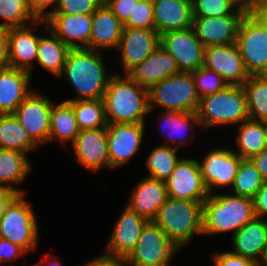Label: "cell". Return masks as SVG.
I'll return each instance as SVG.
<instances>
[{
    "mask_svg": "<svg viewBox=\"0 0 267 266\" xmlns=\"http://www.w3.org/2000/svg\"><path fill=\"white\" fill-rule=\"evenodd\" d=\"M101 51L87 48L70 49L60 77L66 76L77 93L76 100H100L104 98L109 79Z\"/></svg>",
    "mask_w": 267,
    "mask_h": 266,
    "instance_id": "1",
    "label": "cell"
},
{
    "mask_svg": "<svg viewBox=\"0 0 267 266\" xmlns=\"http://www.w3.org/2000/svg\"><path fill=\"white\" fill-rule=\"evenodd\" d=\"M124 75L114 73L105 89L103 101L107 123H145L150 111L148 89Z\"/></svg>",
    "mask_w": 267,
    "mask_h": 266,
    "instance_id": "2",
    "label": "cell"
},
{
    "mask_svg": "<svg viewBox=\"0 0 267 266\" xmlns=\"http://www.w3.org/2000/svg\"><path fill=\"white\" fill-rule=\"evenodd\" d=\"M255 217L253 199L235 194H210L203 202V233L230 232L231 237Z\"/></svg>",
    "mask_w": 267,
    "mask_h": 266,
    "instance_id": "3",
    "label": "cell"
},
{
    "mask_svg": "<svg viewBox=\"0 0 267 266\" xmlns=\"http://www.w3.org/2000/svg\"><path fill=\"white\" fill-rule=\"evenodd\" d=\"M178 250L203 233V202L168 197L152 220Z\"/></svg>",
    "mask_w": 267,
    "mask_h": 266,
    "instance_id": "4",
    "label": "cell"
},
{
    "mask_svg": "<svg viewBox=\"0 0 267 266\" xmlns=\"http://www.w3.org/2000/svg\"><path fill=\"white\" fill-rule=\"evenodd\" d=\"M196 113L204 130L220 125H239L248 119L242 85H228L220 92L200 98Z\"/></svg>",
    "mask_w": 267,
    "mask_h": 266,
    "instance_id": "5",
    "label": "cell"
},
{
    "mask_svg": "<svg viewBox=\"0 0 267 266\" xmlns=\"http://www.w3.org/2000/svg\"><path fill=\"white\" fill-rule=\"evenodd\" d=\"M148 99L149 113L157 107L163 110L196 112L200 101L192 73L185 72L151 86L148 89Z\"/></svg>",
    "mask_w": 267,
    "mask_h": 266,
    "instance_id": "6",
    "label": "cell"
},
{
    "mask_svg": "<svg viewBox=\"0 0 267 266\" xmlns=\"http://www.w3.org/2000/svg\"><path fill=\"white\" fill-rule=\"evenodd\" d=\"M37 217L24 194H18L7 206L0 219V238L19 245L27 253L38 245Z\"/></svg>",
    "mask_w": 267,
    "mask_h": 266,
    "instance_id": "7",
    "label": "cell"
},
{
    "mask_svg": "<svg viewBox=\"0 0 267 266\" xmlns=\"http://www.w3.org/2000/svg\"><path fill=\"white\" fill-rule=\"evenodd\" d=\"M179 252L164 231L149 221L143 228L139 241L126 257L130 263L148 266H171L173 257Z\"/></svg>",
    "mask_w": 267,
    "mask_h": 266,
    "instance_id": "8",
    "label": "cell"
},
{
    "mask_svg": "<svg viewBox=\"0 0 267 266\" xmlns=\"http://www.w3.org/2000/svg\"><path fill=\"white\" fill-rule=\"evenodd\" d=\"M236 44L249 75H267V33L248 13L241 21Z\"/></svg>",
    "mask_w": 267,
    "mask_h": 266,
    "instance_id": "9",
    "label": "cell"
},
{
    "mask_svg": "<svg viewBox=\"0 0 267 266\" xmlns=\"http://www.w3.org/2000/svg\"><path fill=\"white\" fill-rule=\"evenodd\" d=\"M53 102L50 97L33 90L13 113L18 122L40 147L43 144H48Z\"/></svg>",
    "mask_w": 267,
    "mask_h": 266,
    "instance_id": "10",
    "label": "cell"
},
{
    "mask_svg": "<svg viewBox=\"0 0 267 266\" xmlns=\"http://www.w3.org/2000/svg\"><path fill=\"white\" fill-rule=\"evenodd\" d=\"M160 46L175 59L180 72L192 73L203 67L205 46L192 27L161 35Z\"/></svg>",
    "mask_w": 267,
    "mask_h": 266,
    "instance_id": "11",
    "label": "cell"
},
{
    "mask_svg": "<svg viewBox=\"0 0 267 266\" xmlns=\"http://www.w3.org/2000/svg\"><path fill=\"white\" fill-rule=\"evenodd\" d=\"M168 197L204 202L210 195L198 164L193 158H181L165 181Z\"/></svg>",
    "mask_w": 267,
    "mask_h": 266,
    "instance_id": "12",
    "label": "cell"
},
{
    "mask_svg": "<svg viewBox=\"0 0 267 266\" xmlns=\"http://www.w3.org/2000/svg\"><path fill=\"white\" fill-rule=\"evenodd\" d=\"M242 160L235 150L224 147L213 148L205 154L201 163L198 161L209 194H215V188L233 186Z\"/></svg>",
    "mask_w": 267,
    "mask_h": 266,
    "instance_id": "13",
    "label": "cell"
},
{
    "mask_svg": "<svg viewBox=\"0 0 267 266\" xmlns=\"http://www.w3.org/2000/svg\"><path fill=\"white\" fill-rule=\"evenodd\" d=\"M145 123L107 125L110 169L123 166L138 152L144 139Z\"/></svg>",
    "mask_w": 267,
    "mask_h": 266,
    "instance_id": "14",
    "label": "cell"
},
{
    "mask_svg": "<svg viewBox=\"0 0 267 266\" xmlns=\"http://www.w3.org/2000/svg\"><path fill=\"white\" fill-rule=\"evenodd\" d=\"M203 67L219 74L228 85H243L250 77L236 43L206 47Z\"/></svg>",
    "mask_w": 267,
    "mask_h": 266,
    "instance_id": "15",
    "label": "cell"
},
{
    "mask_svg": "<svg viewBox=\"0 0 267 266\" xmlns=\"http://www.w3.org/2000/svg\"><path fill=\"white\" fill-rule=\"evenodd\" d=\"M159 46L160 35L155 29L123 28L117 50L120 51L124 74L142 63Z\"/></svg>",
    "mask_w": 267,
    "mask_h": 266,
    "instance_id": "16",
    "label": "cell"
},
{
    "mask_svg": "<svg viewBox=\"0 0 267 266\" xmlns=\"http://www.w3.org/2000/svg\"><path fill=\"white\" fill-rule=\"evenodd\" d=\"M71 147L77 162L86 169L94 172L101 167L110 169L107 127L80 131Z\"/></svg>",
    "mask_w": 267,
    "mask_h": 266,
    "instance_id": "17",
    "label": "cell"
},
{
    "mask_svg": "<svg viewBox=\"0 0 267 266\" xmlns=\"http://www.w3.org/2000/svg\"><path fill=\"white\" fill-rule=\"evenodd\" d=\"M245 15L193 17L192 28L196 37L206 47L233 44Z\"/></svg>",
    "mask_w": 267,
    "mask_h": 266,
    "instance_id": "18",
    "label": "cell"
},
{
    "mask_svg": "<svg viewBox=\"0 0 267 266\" xmlns=\"http://www.w3.org/2000/svg\"><path fill=\"white\" fill-rule=\"evenodd\" d=\"M37 26L38 28L44 26V20H37L23 27L8 28L10 67L30 73L33 71V62H36L40 37L33 34Z\"/></svg>",
    "mask_w": 267,
    "mask_h": 266,
    "instance_id": "19",
    "label": "cell"
},
{
    "mask_svg": "<svg viewBox=\"0 0 267 266\" xmlns=\"http://www.w3.org/2000/svg\"><path fill=\"white\" fill-rule=\"evenodd\" d=\"M121 212L109 235V241L107 240L105 253L127 257L137 245L141 232L149 221L127 206Z\"/></svg>",
    "mask_w": 267,
    "mask_h": 266,
    "instance_id": "20",
    "label": "cell"
},
{
    "mask_svg": "<svg viewBox=\"0 0 267 266\" xmlns=\"http://www.w3.org/2000/svg\"><path fill=\"white\" fill-rule=\"evenodd\" d=\"M46 23L70 49H89L92 15L52 14Z\"/></svg>",
    "mask_w": 267,
    "mask_h": 266,
    "instance_id": "21",
    "label": "cell"
},
{
    "mask_svg": "<svg viewBox=\"0 0 267 266\" xmlns=\"http://www.w3.org/2000/svg\"><path fill=\"white\" fill-rule=\"evenodd\" d=\"M181 73L175 59L159 46L142 63L135 65L126 74L137 84L149 89L154 84Z\"/></svg>",
    "mask_w": 267,
    "mask_h": 266,
    "instance_id": "22",
    "label": "cell"
},
{
    "mask_svg": "<svg viewBox=\"0 0 267 266\" xmlns=\"http://www.w3.org/2000/svg\"><path fill=\"white\" fill-rule=\"evenodd\" d=\"M152 2L155 30L160 36L192 27V0H152Z\"/></svg>",
    "mask_w": 267,
    "mask_h": 266,
    "instance_id": "23",
    "label": "cell"
},
{
    "mask_svg": "<svg viewBox=\"0 0 267 266\" xmlns=\"http://www.w3.org/2000/svg\"><path fill=\"white\" fill-rule=\"evenodd\" d=\"M133 190L126 206L148 221H152L168 198L166 182L147 176L140 180Z\"/></svg>",
    "mask_w": 267,
    "mask_h": 266,
    "instance_id": "24",
    "label": "cell"
},
{
    "mask_svg": "<svg viewBox=\"0 0 267 266\" xmlns=\"http://www.w3.org/2000/svg\"><path fill=\"white\" fill-rule=\"evenodd\" d=\"M32 74L14 67L0 68V114H13L31 93Z\"/></svg>",
    "mask_w": 267,
    "mask_h": 266,
    "instance_id": "25",
    "label": "cell"
},
{
    "mask_svg": "<svg viewBox=\"0 0 267 266\" xmlns=\"http://www.w3.org/2000/svg\"><path fill=\"white\" fill-rule=\"evenodd\" d=\"M123 28V23L103 3L92 14L89 49L101 51L117 48Z\"/></svg>",
    "mask_w": 267,
    "mask_h": 266,
    "instance_id": "26",
    "label": "cell"
},
{
    "mask_svg": "<svg viewBox=\"0 0 267 266\" xmlns=\"http://www.w3.org/2000/svg\"><path fill=\"white\" fill-rule=\"evenodd\" d=\"M232 253L257 262L267 245V219L254 217L231 237Z\"/></svg>",
    "mask_w": 267,
    "mask_h": 266,
    "instance_id": "27",
    "label": "cell"
},
{
    "mask_svg": "<svg viewBox=\"0 0 267 266\" xmlns=\"http://www.w3.org/2000/svg\"><path fill=\"white\" fill-rule=\"evenodd\" d=\"M161 113L162 114H160L159 116V122L161 123V125L163 124V126L167 128L166 130L163 126V128L160 127L161 132H164L166 130L165 132L167 133L166 135L164 134L165 132L161 133L165 140V142L161 145L173 146L179 149V147H182L186 143H189L191 139L193 141V137L195 136H193L194 133L192 132L195 131V126H201L196 112L163 110V112ZM188 132L189 134H192L189 135ZM167 142H169V144ZM170 142L175 143L176 145H170Z\"/></svg>",
    "mask_w": 267,
    "mask_h": 266,
    "instance_id": "28",
    "label": "cell"
},
{
    "mask_svg": "<svg viewBox=\"0 0 267 266\" xmlns=\"http://www.w3.org/2000/svg\"><path fill=\"white\" fill-rule=\"evenodd\" d=\"M43 27L48 36L39 37L36 61L44 70L60 77L70 48L48 28L46 20Z\"/></svg>",
    "mask_w": 267,
    "mask_h": 266,
    "instance_id": "29",
    "label": "cell"
},
{
    "mask_svg": "<svg viewBox=\"0 0 267 266\" xmlns=\"http://www.w3.org/2000/svg\"><path fill=\"white\" fill-rule=\"evenodd\" d=\"M79 132L72 101L53 102L48 143L58 141L65 145L70 140L72 144Z\"/></svg>",
    "mask_w": 267,
    "mask_h": 266,
    "instance_id": "30",
    "label": "cell"
},
{
    "mask_svg": "<svg viewBox=\"0 0 267 266\" xmlns=\"http://www.w3.org/2000/svg\"><path fill=\"white\" fill-rule=\"evenodd\" d=\"M32 168L27 153L0 149V186L25 195L26 192L23 189L15 188L13 184L24 182Z\"/></svg>",
    "mask_w": 267,
    "mask_h": 266,
    "instance_id": "31",
    "label": "cell"
},
{
    "mask_svg": "<svg viewBox=\"0 0 267 266\" xmlns=\"http://www.w3.org/2000/svg\"><path fill=\"white\" fill-rule=\"evenodd\" d=\"M38 147L13 114H0V149L28 154Z\"/></svg>",
    "mask_w": 267,
    "mask_h": 266,
    "instance_id": "32",
    "label": "cell"
},
{
    "mask_svg": "<svg viewBox=\"0 0 267 266\" xmlns=\"http://www.w3.org/2000/svg\"><path fill=\"white\" fill-rule=\"evenodd\" d=\"M235 145L242 159H251L265 150V122L246 119L238 125Z\"/></svg>",
    "mask_w": 267,
    "mask_h": 266,
    "instance_id": "33",
    "label": "cell"
},
{
    "mask_svg": "<svg viewBox=\"0 0 267 266\" xmlns=\"http://www.w3.org/2000/svg\"><path fill=\"white\" fill-rule=\"evenodd\" d=\"M248 118L267 122V75H250L242 85Z\"/></svg>",
    "mask_w": 267,
    "mask_h": 266,
    "instance_id": "34",
    "label": "cell"
},
{
    "mask_svg": "<svg viewBox=\"0 0 267 266\" xmlns=\"http://www.w3.org/2000/svg\"><path fill=\"white\" fill-rule=\"evenodd\" d=\"M179 149L173 146L158 145L149 153L146 158V166L149 171L148 177L166 181L176 164L181 159L178 158L177 151Z\"/></svg>",
    "mask_w": 267,
    "mask_h": 266,
    "instance_id": "35",
    "label": "cell"
},
{
    "mask_svg": "<svg viewBox=\"0 0 267 266\" xmlns=\"http://www.w3.org/2000/svg\"><path fill=\"white\" fill-rule=\"evenodd\" d=\"M72 107L80 131L107 127L103 99L72 101Z\"/></svg>",
    "mask_w": 267,
    "mask_h": 266,
    "instance_id": "36",
    "label": "cell"
},
{
    "mask_svg": "<svg viewBox=\"0 0 267 266\" xmlns=\"http://www.w3.org/2000/svg\"><path fill=\"white\" fill-rule=\"evenodd\" d=\"M264 182L252 161L250 159H243L238 168L233 186L230 188H232V194L253 199Z\"/></svg>",
    "mask_w": 267,
    "mask_h": 266,
    "instance_id": "37",
    "label": "cell"
},
{
    "mask_svg": "<svg viewBox=\"0 0 267 266\" xmlns=\"http://www.w3.org/2000/svg\"><path fill=\"white\" fill-rule=\"evenodd\" d=\"M0 18V26L7 28L23 27L37 21L28 0H0Z\"/></svg>",
    "mask_w": 267,
    "mask_h": 266,
    "instance_id": "38",
    "label": "cell"
},
{
    "mask_svg": "<svg viewBox=\"0 0 267 266\" xmlns=\"http://www.w3.org/2000/svg\"><path fill=\"white\" fill-rule=\"evenodd\" d=\"M193 17L246 15L248 10L233 0H192Z\"/></svg>",
    "mask_w": 267,
    "mask_h": 266,
    "instance_id": "39",
    "label": "cell"
},
{
    "mask_svg": "<svg viewBox=\"0 0 267 266\" xmlns=\"http://www.w3.org/2000/svg\"><path fill=\"white\" fill-rule=\"evenodd\" d=\"M195 88L199 98L224 90L228 83L216 72L199 68L192 72Z\"/></svg>",
    "mask_w": 267,
    "mask_h": 266,
    "instance_id": "40",
    "label": "cell"
},
{
    "mask_svg": "<svg viewBox=\"0 0 267 266\" xmlns=\"http://www.w3.org/2000/svg\"><path fill=\"white\" fill-rule=\"evenodd\" d=\"M123 27L155 29L152 0H139Z\"/></svg>",
    "mask_w": 267,
    "mask_h": 266,
    "instance_id": "41",
    "label": "cell"
},
{
    "mask_svg": "<svg viewBox=\"0 0 267 266\" xmlns=\"http://www.w3.org/2000/svg\"><path fill=\"white\" fill-rule=\"evenodd\" d=\"M104 0H60L53 14L92 15Z\"/></svg>",
    "mask_w": 267,
    "mask_h": 266,
    "instance_id": "42",
    "label": "cell"
},
{
    "mask_svg": "<svg viewBox=\"0 0 267 266\" xmlns=\"http://www.w3.org/2000/svg\"><path fill=\"white\" fill-rule=\"evenodd\" d=\"M214 266H257V262L241 257L231 251L216 252L213 254Z\"/></svg>",
    "mask_w": 267,
    "mask_h": 266,
    "instance_id": "43",
    "label": "cell"
},
{
    "mask_svg": "<svg viewBox=\"0 0 267 266\" xmlns=\"http://www.w3.org/2000/svg\"><path fill=\"white\" fill-rule=\"evenodd\" d=\"M139 0H104L112 13L124 24Z\"/></svg>",
    "mask_w": 267,
    "mask_h": 266,
    "instance_id": "44",
    "label": "cell"
},
{
    "mask_svg": "<svg viewBox=\"0 0 267 266\" xmlns=\"http://www.w3.org/2000/svg\"><path fill=\"white\" fill-rule=\"evenodd\" d=\"M60 0H28L31 12L37 20H46L50 15L55 13ZM51 11H45L48 7Z\"/></svg>",
    "mask_w": 267,
    "mask_h": 266,
    "instance_id": "45",
    "label": "cell"
},
{
    "mask_svg": "<svg viewBox=\"0 0 267 266\" xmlns=\"http://www.w3.org/2000/svg\"><path fill=\"white\" fill-rule=\"evenodd\" d=\"M27 254V252L19 245L14 244L6 239L0 238V263L5 261H14L19 256Z\"/></svg>",
    "mask_w": 267,
    "mask_h": 266,
    "instance_id": "46",
    "label": "cell"
},
{
    "mask_svg": "<svg viewBox=\"0 0 267 266\" xmlns=\"http://www.w3.org/2000/svg\"><path fill=\"white\" fill-rule=\"evenodd\" d=\"M255 217L267 219V182H264L253 198Z\"/></svg>",
    "mask_w": 267,
    "mask_h": 266,
    "instance_id": "47",
    "label": "cell"
},
{
    "mask_svg": "<svg viewBox=\"0 0 267 266\" xmlns=\"http://www.w3.org/2000/svg\"><path fill=\"white\" fill-rule=\"evenodd\" d=\"M126 262V257L104 253L81 266H127Z\"/></svg>",
    "mask_w": 267,
    "mask_h": 266,
    "instance_id": "48",
    "label": "cell"
},
{
    "mask_svg": "<svg viewBox=\"0 0 267 266\" xmlns=\"http://www.w3.org/2000/svg\"><path fill=\"white\" fill-rule=\"evenodd\" d=\"M9 66L8 28L0 26V68Z\"/></svg>",
    "mask_w": 267,
    "mask_h": 266,
    "instance_id": "49",
    "label": "cell"
},
{
    "mask_svg": "<svg viewBox=\"0 0 267 266\" xmlns=\"http://www.w3.org/2000/svg\"><path fill=\"white\" fill-rule=\"evenodd\" d=\"M248 14L263 28L267 33V3L248 10Z\"/></svg>",
    "mask_w": 267,
    "mask_h": 266,
    "instance_id": "50",
    "label": "cell"
},
{
    "mask_svg": "<svg viewBox=\"0 0 267 266\" xmlns=\"http://www.w3.org/2000/svg\"><path fill=\"white\" fill-rule=\"evenodd\" d=\"M18 195V193L8 187L0 186V219L7 206L11 203V201Z\"/></svg>",
    "mask_w": 267,
    "mask_h": 266,
    "instance_id": "51",
    "label": "cell"
},
{
    "mask_svg": "<svg viewBox=\"0 0 267 266\" xmlns=\"http://www.w3.org/2000/svg\"><path fill=\"white\" fill-rule=\"evenodd\" d=\"M256 169L260 172L263 180L267 182V151L263 150L251 159Z\"/></svg>",
    "mask_w": 267,
    "mask_h": 266,
    "instance_id": "52",
    "label": "cell"
},
{
    "mask_svg": "<svg viewBox=\"0 0 267 266\" xmlns=\"http://www.w3.org/2000/svg\"><path fill=\"white\" fill-rule=\"evenodd\" d=\"M43 255H44V257L41 259V261H39V263L32 264L31 266H49L50 264L52 266H62V263L59 262V260L56 258L55 255H51L50 253L49 254H43Z\"/></svg>",
    "mask_w": 267,
    "mask_h": 266,
    "instance_id": "53",
    "label": "cell"
},
{
    "mask_svg": "<svg viewBox=\"0 0 267 266\" xmlns=\"http://www.w3.org/2000/svg\"><path fill=\"white\" fill-rule=\"evenodd\" d=\"M233 1H235L240 7H243L246 10H250L252 8L267 3V0H233Z\"/></svg>",
    "mask_w": 267,
    "mask_h": 266,
    "instance_id": "54",
    "label": "cell"
},
{
    "mask_svg": "<svg viewBox=\"0 0 267 266\" xmlns=\"http://www.w3.org/2000/svg\"><path fill=\"white\" fill-rule=\"evenodd\" d=\"M257 266H267V245L264 248L260 259L257 261Z\"/></svg>",
    "mask_w": 267,
    "mask_h": 266,
    "instance_id": "55",
    "label": "cell"
},
{
    "mask_svg": "<svg viewBox=\"0 0 267 266\" xmlns=\"http://www.w3.org/2000/svg\"><path fill=\"white\" fill-rule=\"evenodd\" d=\"M265 150L267 151V122H265Z\"/></svg>",
    "mask_w": 267,
    "mask_h": 266,
    "instance_id": "56",
    "label": "cell"
},
{
    "mask_svg": "<svg viewBox=\"0 0 267 266\" xmlns=\"http://www.w3.org/2000/svg\"><path fill=\"white\" fill-rule=\"evenodd\" d=\"M127 266H148V265H141V264H136V263H130V262H126Z\"/></svg>",
    "mask_w": 267,
    "mask_h": 266,
    "instance_id": "57",
    "label": "cell"
}]
</instances>
